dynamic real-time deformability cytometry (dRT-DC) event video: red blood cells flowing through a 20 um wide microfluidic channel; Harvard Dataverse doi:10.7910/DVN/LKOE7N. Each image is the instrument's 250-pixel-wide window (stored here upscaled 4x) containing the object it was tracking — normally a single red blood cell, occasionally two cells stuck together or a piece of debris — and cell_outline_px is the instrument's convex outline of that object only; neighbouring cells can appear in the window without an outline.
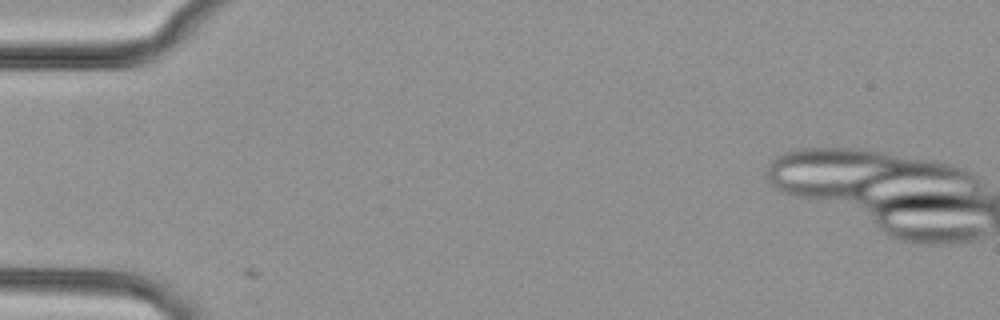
{"species": "common noctule bat (a hibernating species)", "species_latin": "Nyctalus noctula", "temperature_condition": "cold", "stored_images_in_passage": 2, "camera_frame_rate_fps": 3000, "um_per_image_px": 0.085, "animal": {"sex": "female", "body_mass_g": 29.2, "forearm_length_mm": 56.3}, "frame": {"image": 1, "passage_image": 1, "time_ms": 0.0, "image_size_px": [1000, 320], "cell_outline_px": [[952, 172], [860, 196], [808, 192], [792, 188], [784, 160], [792, 156], [808, 152], [844, 152], [920, 164], [940, 168]], "centroid_in_image_um": [72.49, 14.71], "position_along_channel_um": 12.5, "area_um2": 35.26}}